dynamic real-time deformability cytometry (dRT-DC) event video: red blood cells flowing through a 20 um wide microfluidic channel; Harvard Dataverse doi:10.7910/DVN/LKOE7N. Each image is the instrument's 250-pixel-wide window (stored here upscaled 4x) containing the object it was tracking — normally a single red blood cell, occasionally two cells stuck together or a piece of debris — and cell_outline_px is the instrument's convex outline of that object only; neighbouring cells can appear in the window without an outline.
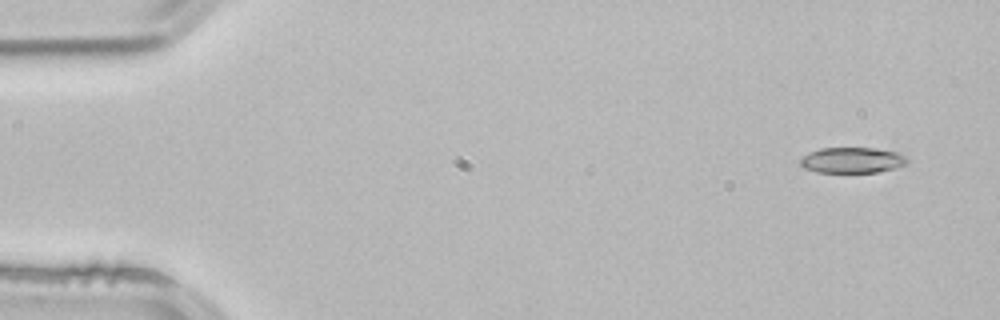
{"species": "common noctule bat (a hibernating species)", "species_latin": "Nyctalus noctula", "temperature_condition": "room temperature", "stored_images_in_passage": 3, "camera_frame_rate_fps": 3000, "um_per_image_px": 0.085, "animal": {"sex": "male", "body_mass_g": 21.5, "forearm_length_mm": 52.0}, "frame": {"image": 1, "passage_image": 1, "time_ms": 0.0, "image_size_px": [1000, 320], "cell_outline_px": [[908, 160], [904, 164], [896, 168], [876, 172], [816, 172], [804, 168], [800, 164], [800, 156], [808, 152], [820, 148], [876, 148], [900, 152], [908, 156]], "centroid_in_image_um": [72.43, 13.6], "position_along_channel_um": 12.6, "area_um2": 16.24}}
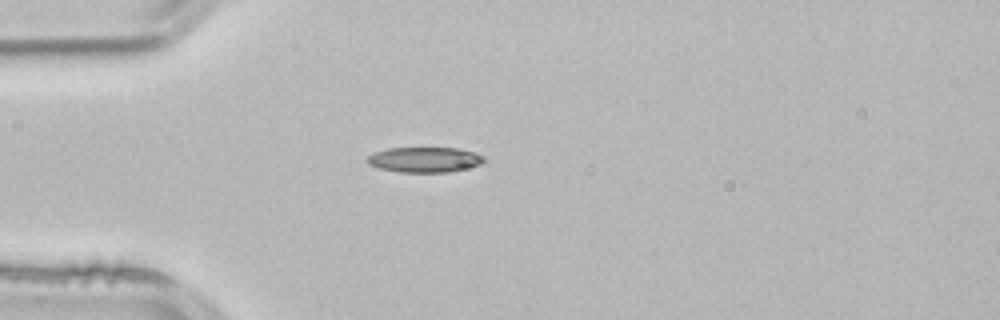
{"frame": {"image": 2, "passage_image": 3, "time_ms": 0.667, "image_size_px": [1000, 320], "cell_outline_px": [[484, 160], [480, 164], [448, 172], [400, 172], [380, 168], [368, 164], [364, 160], [368, 156], [376, 152], [388, 148], [456, 148], [472, 152], [484, 156]], "centroid_in_image_um": [36.04, 13.57], "position_along_channel_um": 49.0, "area_um2": 16.94}}